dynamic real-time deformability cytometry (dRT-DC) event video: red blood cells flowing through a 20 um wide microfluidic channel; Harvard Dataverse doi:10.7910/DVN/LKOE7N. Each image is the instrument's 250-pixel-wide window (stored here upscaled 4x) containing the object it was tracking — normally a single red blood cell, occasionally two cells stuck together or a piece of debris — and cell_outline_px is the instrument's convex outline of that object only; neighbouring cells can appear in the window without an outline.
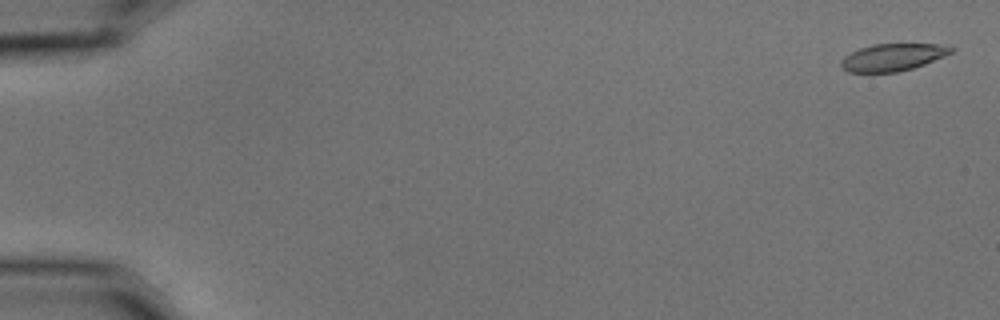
{"species": "common noctule bat (a hibernating species)", "species_latin": "Nyctalus noctula", "temperature_condition": "cold", "stored_images_in_passage": 12, "camera_frame_rate_fps": 3000, "um_per_image_px": 0.085, "animal": {"sex": "male", "body_mass_g": 15.6}, "frame": {"image": 1, "passage_image": 1, "time_ms": 0.0, "image_size_px": [1000, 320], "cell_outline_px": [[956, 48], [952, 52], [944, 56], [924, 64], [912, 68], [896, 72], [848, 72], [840, 64], [840, 60], [844, 56], [860, 48], [872, 44], [936, 44]], "centroid_in_image_um": [75.86, 4.86], "position_along_channel_um": 9.1, "area_um2": 17.28}}
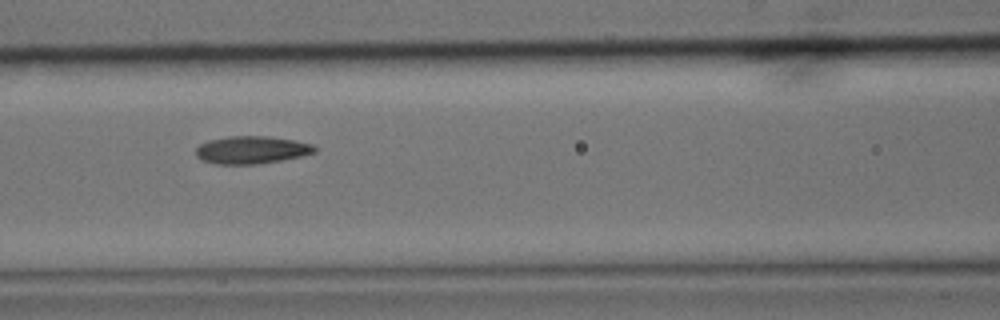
{"frame": {"image": 2, "passage_image": 7, "time_ms": 2.0, "image_size_px": [1000, 320], "cell_outline_px": [[316, 152], [304, 156], [256, 164], [216, 164], [200, 160], [196, 156], [196, 148], [200, 144], [208, 140], [228, 136], [268, 136], [292, 140], [312, 144], [316, 148]], "centroid_in_image_um": [21.36, 12.74], "position_along_channel_um": 145.2, "area_um2": 19.19}}
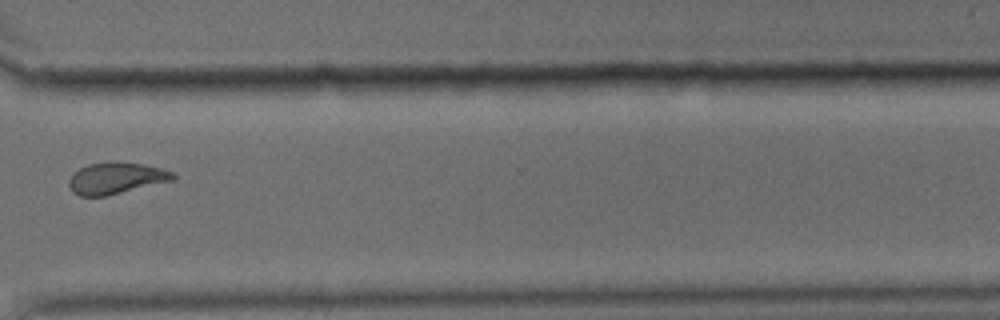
{"frame": {"image": 3, "passage_image": 12, "time_ms": 3.667, "image_size_px": [1000, 320], "cell_outline_px": [[176, 176], [172, 180], [104, 196], [80, 196], [72, 192], [68, 184], [68, 180], [80, 168], [88, 164], [108, 160], [144, 164], [160, 168], [172, 172]], "centroid_in_image_um": [9.82, 15.12], "position_along_channel_um": 360.8, "area_um2": 18.96}}